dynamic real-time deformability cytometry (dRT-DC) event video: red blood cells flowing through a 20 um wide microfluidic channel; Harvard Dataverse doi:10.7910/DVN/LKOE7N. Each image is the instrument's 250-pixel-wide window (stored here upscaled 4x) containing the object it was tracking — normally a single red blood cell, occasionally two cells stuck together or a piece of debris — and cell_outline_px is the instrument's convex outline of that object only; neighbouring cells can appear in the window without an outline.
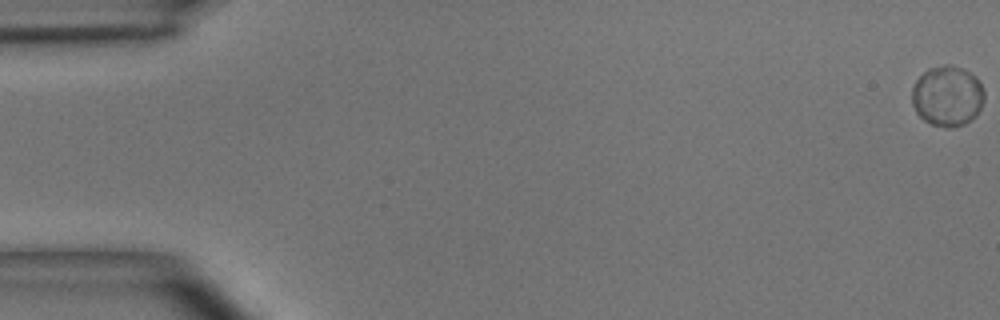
{"species": "common noctule bat (a hibernating species)", "species_latin": "Nyctalus noctula", "temperature_condition": "room temperature", "stored_images_in_passage": 50, "camera_frame_rate_fps": 3000, "um_per_image_px": 0.085, "animal": {"sex": "male", "body_mass_g": 15.6}, "frame": {"image": 1, "passage_image": 1, "time_ms": 0.0, "image_size_px": [1000, 320], "cell_outline_px": [[984, 100], [976, 116], [964, 124], [948, 128], [932, 124], [924, 120], [916, 112], [912, 104], [912, 88], [916, 80], [928, 68], [944, 64], [948, 64], [964, 68], [976, 76], [980, 80], [984, 88]], "centroid_in_image_um": [80.54, 8.14], "position_along_channel_um": 4.5, "area_um2": 25.78}}
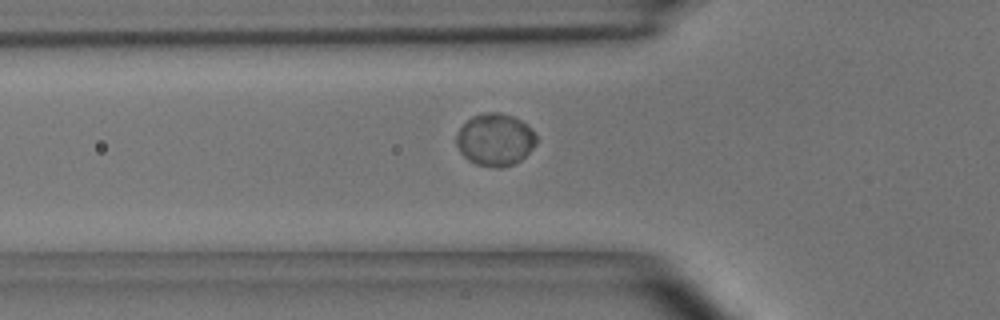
{"frame": {"image": 2, "passage_image": 18, "time_ms": 5.667, "image_size_px": [1000, 320], "cell_outline_px": [[536, 144], [520, 160], [512, 164], [500, 168], [496, 168], [476, 164], [468, 160], [460, 152], [456, 144], [456, 132], [472, 116], [484, 112], [500, 112], [512, 116], [528, 124], [532, 128], [536, 136]], "centroid_in_image_um": [42.07, 11.86], "position_along_channel_um": 83.7, "area_um2": 24.45}}
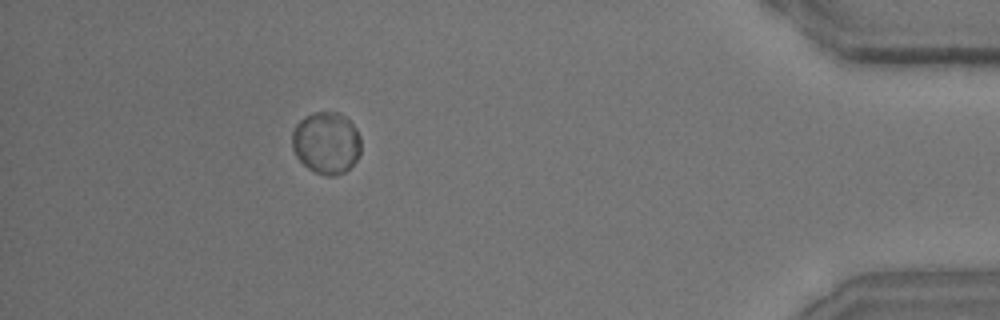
{"frame": {"image": 3, "passage_image": 46, "time_ms": 15.0, "image_size_px": [1000, 320], "cell_outline_px": [[360, 152], [356, 160], [344, 172], [332, 176], [324, 176], [308, 168], [296, 156], [292, 148], [292, 132], [296, 124], [304, 116], [312, 112], [340, 112], [356, 128], [360, 136]], "centroid_in_image_um": [27.72, 12.13], "position_along_channel_um": 407.5, "area_um2": 24.91}, "authors_computed_cell_mechanics": {"area_um2": 24.3916, "velocity_mm_per_s": 4.0007, "shape_relaxation_time_tau1_ms": 3.8624, "shape_relaxation_time_tau2_ms": null, "deformation_change_tau1": 0.0268, "deformation_change_tau2": null}}